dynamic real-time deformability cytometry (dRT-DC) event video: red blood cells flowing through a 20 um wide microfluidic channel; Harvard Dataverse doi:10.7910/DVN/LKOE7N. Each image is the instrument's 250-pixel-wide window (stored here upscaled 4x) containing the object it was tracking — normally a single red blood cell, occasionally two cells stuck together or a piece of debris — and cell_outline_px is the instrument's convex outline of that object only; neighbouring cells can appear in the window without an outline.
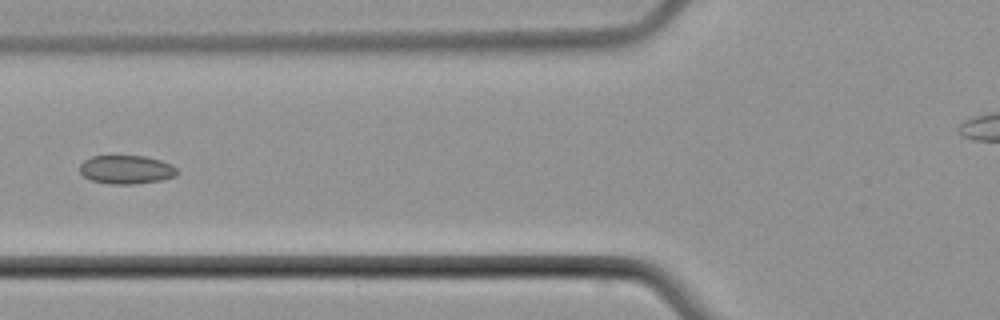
{"species": "common noctule bat (a hibernating species)", "species_latin": "Nyctalus noctula", "temperature_condition": "cold", "stored_images_in_passage": 7, "camera_frame_rate_fps": 3000, "um_per_image_px": 0.085, "animal": {"sex": "male", "body_mass_g": 21.5, "forearm_length_mm": 52.0}, "frame": {"image": 1, "passage_image": 5, "time_ms": 5.667, "image_size_px": [1000, 320], "cell_outline_px": [[176, 176], [164, 180], [132, 184], [112, 184], [92, 180], [84, 176], [80, 172], [80, 164], [84, 160], [92, 156], [148, 156], [172, 164], [176, 168]], "centroid_in_image_um": [10.76, 14.41], "position_along_channel_um": 115.0, "area_um2": 16.24}}
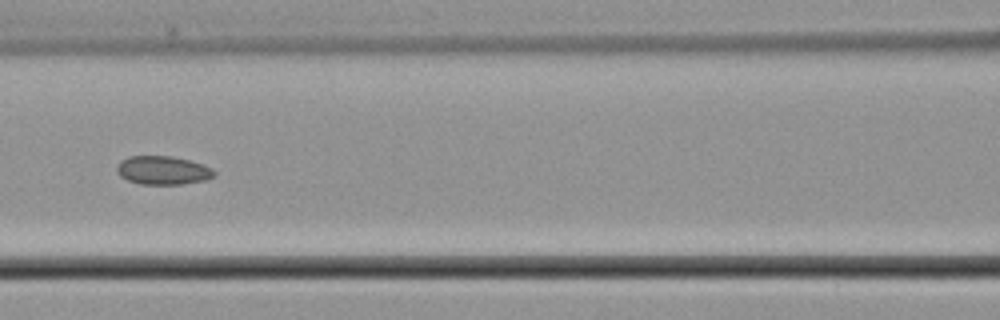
{"frame": {"image": 2, "passage_image": 6, "time_ms": 6.667, "image_size_px": [1000, 320], "cell_outline_px": [[216, 176], [204, 180], [180, 184], [140, 184], [128, 180], [120, 176], [116, 172], [116, 168], [120, 160], [128, 156], [172, 156], [188, 160], [212, 168], [216, 172]], "centroid_in_image_um": [13.81, 14.47], "position_along_channel_um": 152.8, "area_um2": 16.18}}
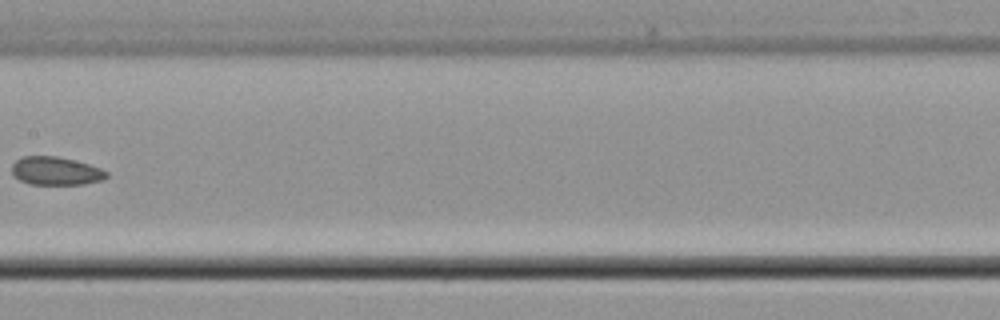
{"frame": {"image": 3, "passage_image": 7, "time_ms": 8.0, "image_size_px": [1000, 320], "cell_outline_px": [[108, 176], [104, 180], [84, 184], [32, 184], [20, 180], [12, 176], [12, 164], [20, 156], [56, 156], [76, 160], [100, 168], [108, 172]], "centroid_in_image_um": [4.74, 14.52], "position_along_channel_um": 202.7, "area_um2": 15.72}}